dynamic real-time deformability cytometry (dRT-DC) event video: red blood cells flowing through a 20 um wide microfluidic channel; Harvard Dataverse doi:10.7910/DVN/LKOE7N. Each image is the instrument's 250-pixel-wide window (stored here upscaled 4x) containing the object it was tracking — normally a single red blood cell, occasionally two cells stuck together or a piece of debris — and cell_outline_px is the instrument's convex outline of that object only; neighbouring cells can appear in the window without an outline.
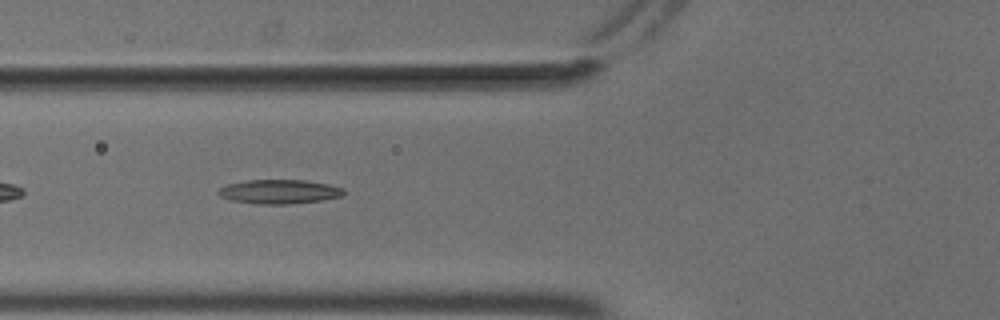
{"species": "common noctule bat (a hibernating species)", "species_latin": "Nyctalus noctula", "temperature_condition": "cold", "stored_images_in_passage": 37, "camera_frame_rate_fps": 3000, "um_per_image_px": 0.085, "animal": {"sex": "male", "body_mass_g": 18.8}, "frame": {"image": 1, "passage_image": 6, "time_ms": 1.667, "image_size_px": [1000, 320], "cell_outline_px": [[344, 192], [340, 196], [320, 200], [292, 204], [256, 204], [232, 200], [220, 196], [216, 192], [220, 188], [228, 184], [248, 180], [308, 180], [328, 184], [344, 188]], "centroid_in_image_um": [23.73, 16.29], "position_along_channel_um": 102.1, "area_um2": 17.57}}
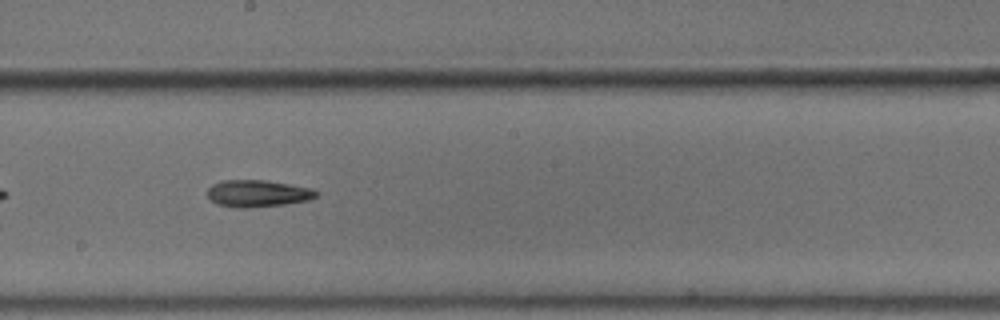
{"frame": {"image": 2, "passage_image": 16, "time_ms": 5.0, "image_size_px": [1000, 320], "cell_outline_px": [[316, 196], [308, 200], [284, 204], [248, 208], [236, 208], [220, 204], [212, 200], [208, 196], [208, 188], [212, 184], [220, 180], [264, 180], [312, 188], [316, 192]], "centroid_in_image_um": [21.87, 16.44], "position_along_channel_um": 226.3, "area_um2": 16.88}}
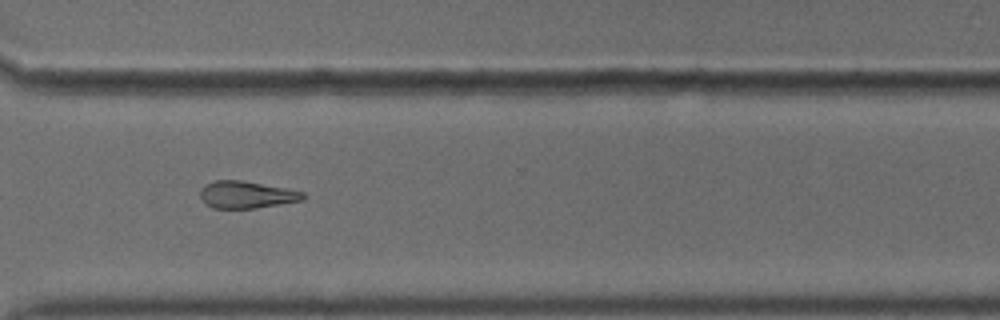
{"frame": {"image": 3, "passage_image": 26, "time_ms": 8.333, "image_size_px": [1000, 320], "cell_outline_px": [[304, 200], [256, 208], [212, 208], [200, 196], [200, 188], [204, 184], [212, 180], [244, 180], [304, 192]], "centroid_in_image_um": [20.93, 16.53], "position_along_channel_um": 349.7, "area_um2": 16.24}, "authors_computed_cell_mechanics": {"area_um2": 16.9354, "velocity_mm_per_s": 3.7104, "shape_relaxation_time_tau1_ms": 7.2772, "shape_relaxation_time_tau2_ms": null, "deformation_change_tau1": 0.1681, "deformation_change_tau2": null}}